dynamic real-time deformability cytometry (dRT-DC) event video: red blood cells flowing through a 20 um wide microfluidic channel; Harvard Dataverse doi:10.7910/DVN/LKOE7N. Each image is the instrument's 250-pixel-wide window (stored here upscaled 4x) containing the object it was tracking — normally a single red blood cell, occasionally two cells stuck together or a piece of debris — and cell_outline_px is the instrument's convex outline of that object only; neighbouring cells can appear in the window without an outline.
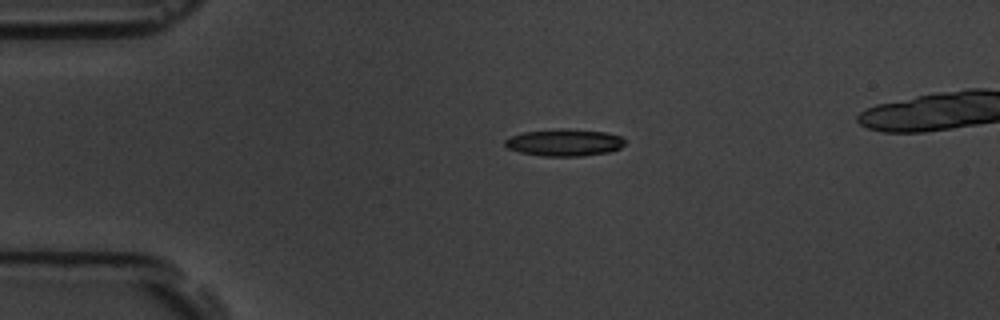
{"species": "common noctule bat (a hibernating species)", "species_latin": "Nyctalus noctula", "temperature_condition": "room temperature", "stored_images_in_passage": 3, "camera_frame_rate_fps": 3000, "um_per_image_px": 0.085, "animal": {"sex": "male", "body_mass_g": 19.5, "forearm_length_mm": 54.6}, "frame": {"image": 1, "passage_image": 1, "time_ms": 0.0, "image_size_px": [1000, 320], "cell_outline_px": [[624, 144], [620, 148], [608, 152], [580, 156], [544, 156], [520, 152], [508, 148], [504, 144], [504, 140], [512, 136], [524, 132], [560, 128], [568, 128], [604, 132], [620, 136], [624, 140]], "centroid_in_image_um": [47.96, 12.11], "position_along_channel_um": 37.0, "area_um2": 18.79}}